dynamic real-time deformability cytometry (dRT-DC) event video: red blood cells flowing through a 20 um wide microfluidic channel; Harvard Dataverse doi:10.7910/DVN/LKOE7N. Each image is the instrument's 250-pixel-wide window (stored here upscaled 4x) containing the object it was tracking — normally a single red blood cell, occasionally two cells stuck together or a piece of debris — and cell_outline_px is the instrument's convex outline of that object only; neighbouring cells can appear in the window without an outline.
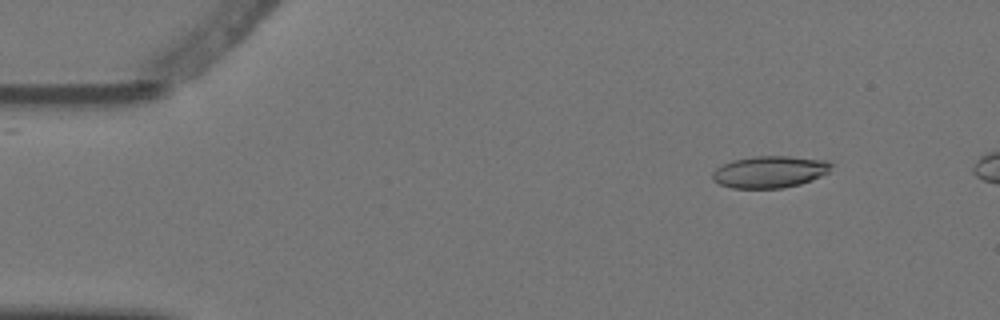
{"species": "Egyptian fruit bat (a non-hibernating species)", "species_latin": "Rousettus aegyptiacus", "temperature_condition": "warm", "stored_images_in_passage": 7, "camera_frame_rate_fps": 3000, "um_per_image_px": 0.085, "animal": {"sex": "female"}, "frame": {"image": 1, "passage_image": 2, "time_ms": 0.333, "image_size_px": [1000, 320], "cell_outline_px": [[832, 164], [828, 172], [812, 180], [800, 184], [780, 188], [732, 188], [720, 184], [712, 180], [712, 172], [716, 168], [732, 160], [756, 156], [788, 156], [828, 160]], "centroid_in_image_um": [65.42, 14.6], "position_along_channel_um": 19.6, "area_um2": 22.02}}
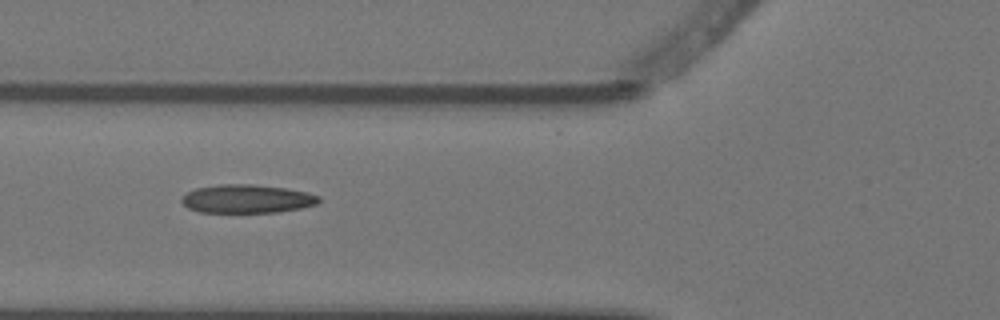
{"frame": {"image": 2, "passage_image": 6, "time_ms": 1.667, "image_size_px": [1000, 320], "cell_outline_px": [[320, 200], [316, 204], [300, 208], [276, 212], [200, 212], [188, 208], [180, 200], [180, 196], [196, 188], [220, 184], [252, 184], [284, 188], [308, 192], [320, 196]], "centroid_in_image_um": [20.97, 16.89], "position_along_channel_um": 104.8, "area_um2": 22.72}}
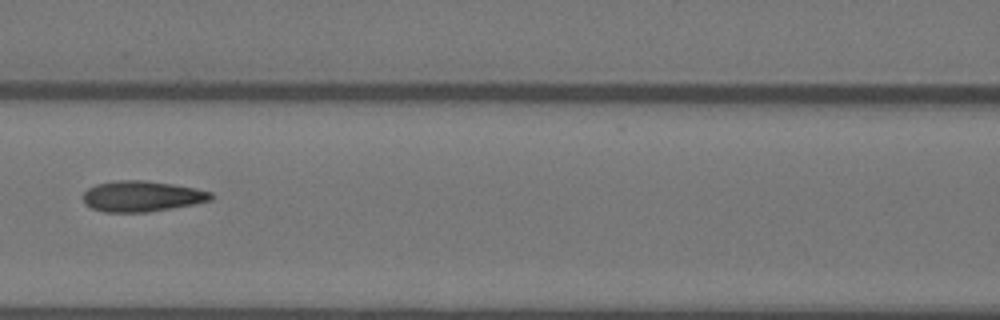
{"frame": {"image": 3, "passage_image": 7, "time_ms": 2.0, "image_size_px": [1000, 320], "cell_outline_px": [[212, 200], [192, 204], [148, 212], [104, 212], [92, 208], [84, 200], [84, 192], [88, 188], [96, 184], [116, 180], [144, 180], [172, 184], [196, 188], [212, 192]], "centroid_in_image_um": [12.06, 16.67], "position_along_channel_um": 154.5, "area_um2": 22.72}}